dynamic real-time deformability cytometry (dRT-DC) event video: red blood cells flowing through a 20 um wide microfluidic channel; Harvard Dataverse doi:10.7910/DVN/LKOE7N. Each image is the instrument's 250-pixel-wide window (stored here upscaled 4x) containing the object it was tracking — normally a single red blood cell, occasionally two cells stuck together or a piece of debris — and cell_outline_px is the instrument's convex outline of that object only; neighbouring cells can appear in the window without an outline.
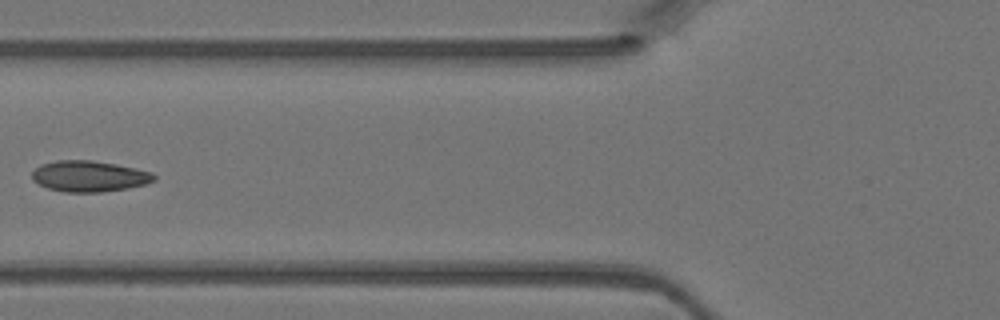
{"species": "Egyptian fruit bat (a non-hibernating species)", "species_latin": "Rousettus aegyptiacus", "temperature_condition": "warm", "stored_images_in_passage": 5, "camera_frame_rate_fps": 3000, "um_per_image_px": 0.085, "animal": {"sex": "female"}, "frame": {"image": 1, "passage_image": 5, "time_ms": 1.333, "image_size_px": [1000, 320], "cell_outline_px": [[156, 180], [144, 184], [128, 188], [100, 192], [64, 192], [48, 188], [32, 180], [32, 172], [40, 164], [56, 160], [92, 160], [116, 164], [136, 168], [152, 172], [156, 176]], "centroid_in_image_um": [7.58, 14.97], "position_along_channel_um": 118.2, "area_um2": 22.08}}